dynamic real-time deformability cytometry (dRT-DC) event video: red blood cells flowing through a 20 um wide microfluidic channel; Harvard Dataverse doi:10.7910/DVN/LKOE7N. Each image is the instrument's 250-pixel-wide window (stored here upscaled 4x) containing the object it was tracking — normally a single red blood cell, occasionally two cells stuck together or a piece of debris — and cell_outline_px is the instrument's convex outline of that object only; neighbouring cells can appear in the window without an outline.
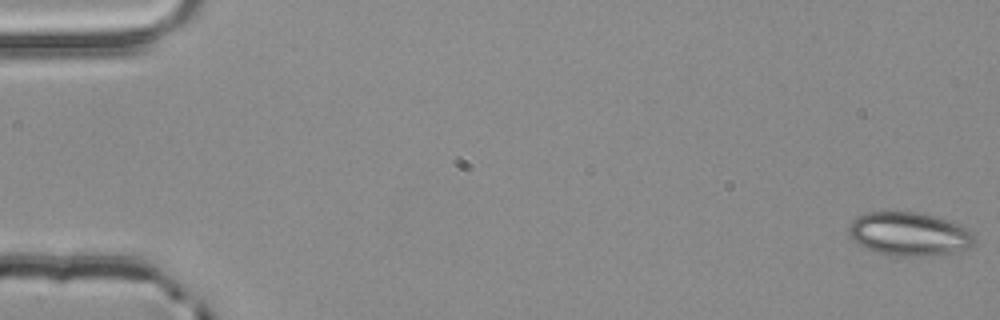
{"species": "common noctule bat (a hibernating species)", "species_latin": "Nyctalus noctula", "temperature_condition": "room temperature", "stored_images_in_passage": 55, "camera_frame_rate_fps": 3000, "um_per_image_px": 0.085, "animal": {"sex": "male", "body_mass_g": 20.4}, "frame": {"image": 1, "passage_image": 1, "time_ms": 0.0, "image_size_px": [1000, 320], "cell_outline_px": [[976, 244], [972, 248], [952, 252], [924, 256], [884, 256], [864, 248], [852, 240], [848, 232], [848, 224], [856, 216], [868, 212], [916, 212], [936, 216], [960, 224], [968, 228], [972, 232], [976, 240]], "centroid_in_image_um": [77.27, 19.9], "position_along_channel_um": 7.7, "area_um2": 32.6}}
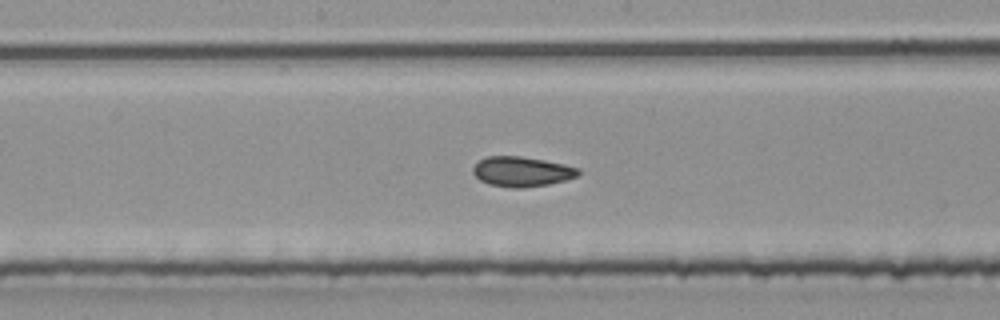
{"frame": {"image": 2, "passage_image": 29, "time_ms": 9.333, "image_size_px": [1000, 320], "cell_outline_px": [[580, 172], [576, 176], [564, 180], [548, 184], [524, 188], [512, 188], [488, 184], [480, 180], [472, 172], [472, 168], [480, 160], [488, 156], [520, 156], [544, 160], [564, 164], [580, 168]], "centroid_in_image_um": [44.34, 14.59], "position_along_channel_um": 203.9, "area_um2": 18.32}}
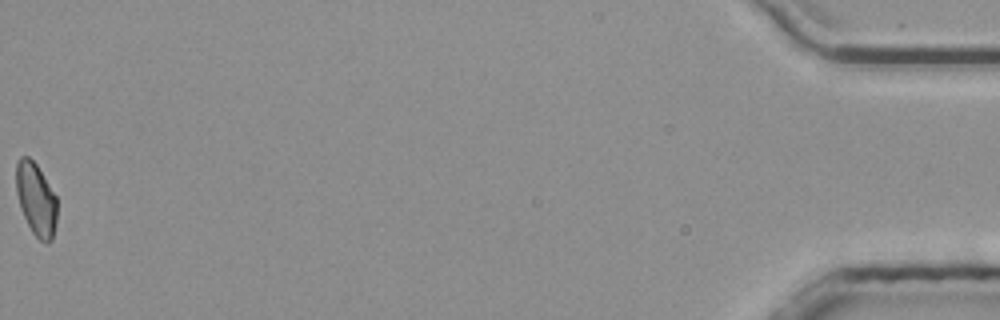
{"frame": {"image": 3, "passage_image": 55, "time_ms": 18.0, "image_size_px": [1000, 320], "cell_outline_px": [[56, 224], [52, 240], [48, 244], [44, 244], [32, 232], [20, 208], [16, 192], [16, 164], [20, 156], [28, 156], [36, 164], [56, 196]], "centroid_in_image_um": [3.06, 16.96], "position_along_channel_um": 432.1, "area_um2": 17.34}, "authors_computed_cell_mechanics": {"area_um2": 18.3226, "velocity_mm_per_s": 3.8678, "shape_relaxation_time_tau1_ms": 8.7104, "shape_relaxation_time_tau2_ms": 2.2149, "deformation_change_tau1": 0.1224, "deformation_change_tau2": 0.0843}}